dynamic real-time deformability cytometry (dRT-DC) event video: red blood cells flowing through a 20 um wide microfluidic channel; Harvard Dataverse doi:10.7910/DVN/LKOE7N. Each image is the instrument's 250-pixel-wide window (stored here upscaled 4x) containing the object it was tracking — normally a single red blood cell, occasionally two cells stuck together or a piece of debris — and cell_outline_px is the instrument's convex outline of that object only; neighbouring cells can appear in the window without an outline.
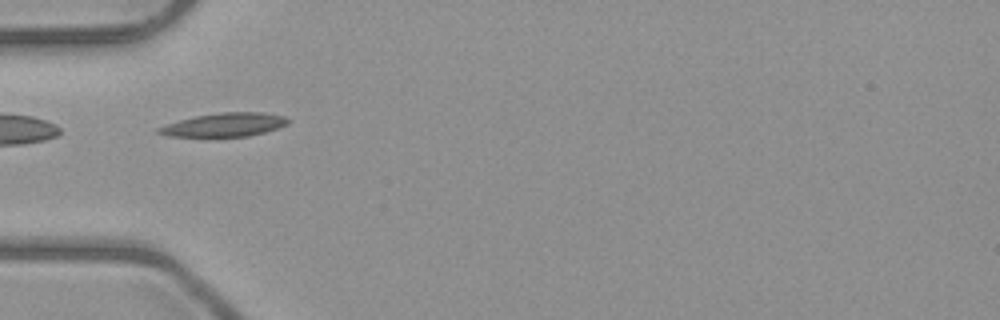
{"species": "common noctule bat (a hibernating species)", "species_latin": "Nyctalus noctula", "temperature_condition": "room temperature", "stored_images_in_passage": 6, "camera_frame_rate_fps": 3000, "um_per_image_px": 0.085, "animal": {"sex": "male", "body_mass_g": 23.1, "forearm_length_mm": 52.7}, "frame": {"image": 1, "passage_image": 4, "time_ms": 4.333, "image_size_px": [1000, 320], "cell_outline_px": [[288, 124], [264, 132], [248, 136], [168, 136], [156, 132], [156, 128], [180, 120], [196, 116], [224, 112], [264, 112], [284, 116], [288, 120]], "centroid_in_image_um": [19.08, 10.6], "position_along_channel_um": 65.9, "area_um2": 17.46}}
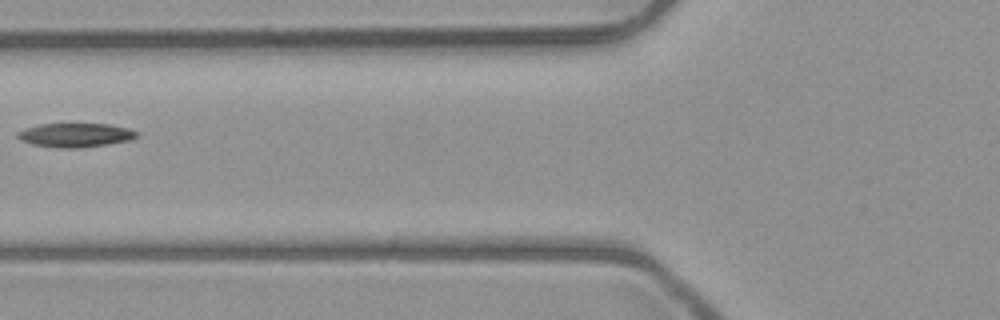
{"frame": {"image": 2, "passage_image": 5, "time_ms": 5.667, "image_size_px": [1000, 320], "cell_outline_px": [[140, 132], [136, 136], [128, 140], [108, 144], [80, 148], [56, 148], [32, 144], [20, 140], [16, 136], [16, 132], [24, 128], [40, 124], [108, 124], [128, 128]], "centroid_in_image_um": [6.36, 11.48], "position_along_channel_um": 119.4, "area_um2": 16.7}}
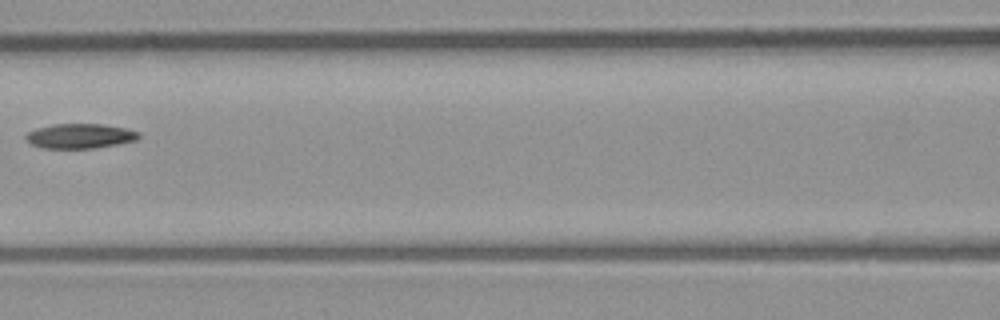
{"frame": {"image": 3, "passage_image": 6, "time_ms": 6.667, "image_size_px": [1000, 320], "cell_outline_px": [[140, 136], [136, 140], [96, 148], [44, 148], [32, 144], [24, 136], [28, 132], [36, 128], [52, 124], [100, 124], [124, 128], [140, 132]], "centroid_in_image_um": [6.79, 11.56], "position_along_channel_um": 159.8, "area_um2": 16.13}}